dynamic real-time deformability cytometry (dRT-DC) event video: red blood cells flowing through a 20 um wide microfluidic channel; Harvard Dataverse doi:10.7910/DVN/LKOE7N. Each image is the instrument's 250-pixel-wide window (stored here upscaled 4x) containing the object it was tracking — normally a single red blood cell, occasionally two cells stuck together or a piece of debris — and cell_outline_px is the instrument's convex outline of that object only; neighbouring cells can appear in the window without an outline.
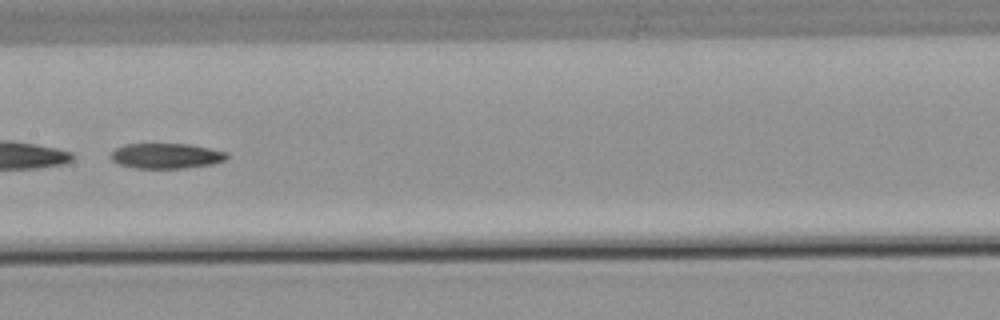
{"species": "common noctule bat (a hibernating species)", "species_latin": "Nyctalus noctula", "temperature_condition": "warm", "stored_images_in_passage": 53, "segment_of_instrument_passage": [2, 2], "camera_frame_rate_fps": 3000, "um_per_image_px": 0.085, "animal": {"sex": "male", "body_mass_g": 21.5, "forearm_length_mm": 52.0}, "frame": {"image": 1, "passage_image": 28, "time_ms": 9.0, "image_size_px": [1000, 320], "cell_outline_px": [[228, 156], [224, 160], [212, 164], [184, 168], [132, 168], [120, 164], [112, 160], [108, 156], [116, 148], [124, 144], [188, 144], [228, 152]], "centroid_in_image_um": [14.1, 13.25], "position_along_channel_um": 193.3, "area_um2": 17.05}}
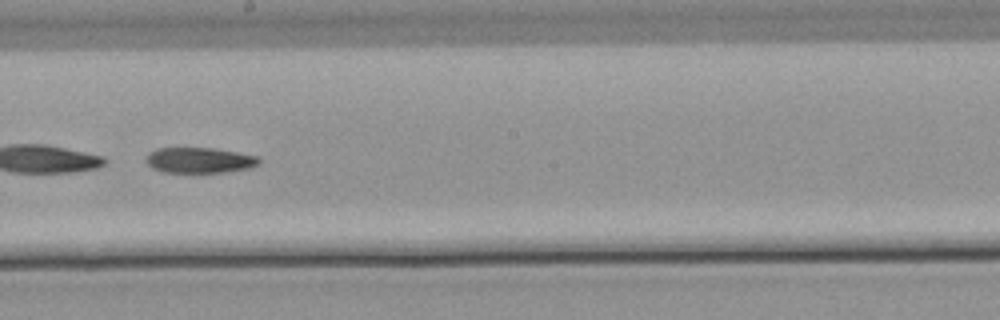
{"frame": {"image": 2, "passage_image": 31, "time_ms": 10.0, "image_size_px": [1000, 320], "cell_outline_px": [[260, 164], [248, 168], [228, 172], [164, 172], [152, 168], [144, 160], [148, 152], [156, 148], [212, 148], [236, 152], [256, 156], [260, 160]], "centroid_in_image_um": [16.91, 13.62], "position_along_channel_um": 231.3, "area_um2": 16.82}}
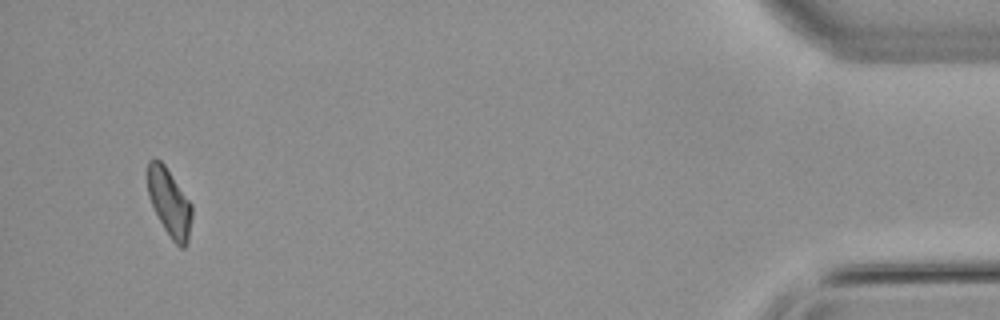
{"frame": {"image": 3, "passage_image": 51, "time_ms": 16.667, "image_size_px": [1000, 320], "cell_outline_px": [[192, 216], [188, 240], [184, 248], [180, 248], [172, 240], [164, 228], [148, 196], [148, 160], [160, 160], [164, 164], [192, 204]], "centroid_in_image_um": [14.42, 17.23], "position_along_channel_um": 420.8, "area_um2": 17.17}}